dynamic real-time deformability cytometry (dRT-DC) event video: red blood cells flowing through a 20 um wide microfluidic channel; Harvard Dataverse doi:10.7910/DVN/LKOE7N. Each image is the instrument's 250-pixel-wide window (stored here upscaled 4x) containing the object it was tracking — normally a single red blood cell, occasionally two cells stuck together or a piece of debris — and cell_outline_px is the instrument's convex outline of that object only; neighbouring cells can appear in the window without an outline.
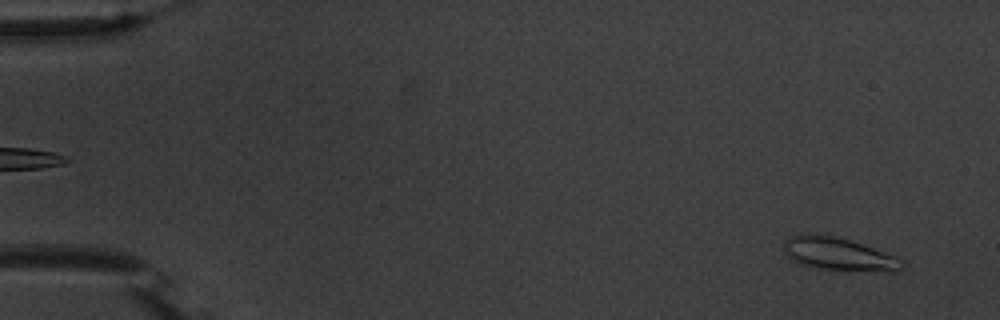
{"species": "common noctule bat (a hibernating species)", "species_latin": "Nyctalus noctula", "temperature_condition": "warm", "stored_images_in_passage": 54, "camera_frame_rate_fps": 3000, "um_per_image_px": 0.085, "animal": {"sex": "male", "body_mass_g": 20.1, "forearm_length_mm": 53.5}, "frame": {"image": 1, "passage_image": 3, "time_ms": 0.667, "image_size_px": [1000, 320], "cell_outline_px": [[904, 268], [896, 272], [888, 272], [816, 268], [800, 264], [792, 260], [784, 252], [784, 240], [788, 236], [808, 232], [832, 236], [848, 240], [896, 256], [904, 260]], "centroid_in_image_um": [71.27, 21.6], "position_along_channel_um": 13.7, "area_um2": 22.77}}
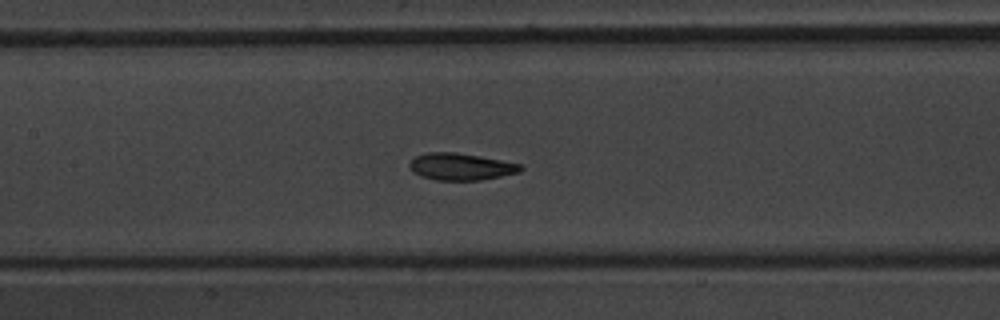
{"frame": {"image": 2, "passage_image": 26, "time_ms": 8.333, "image_size_px": [1000, 320], "cell_outline_px": [[524, 168], [520, 172], [480, 180], [436, 180], [420, 176], [412, 172], [408, 164], [416, 156], [428, 152], [456, 152], [480, 156], [520, 164]], "centroid_in_image_um": [39.15, 14.16], "position_along_channel_um": 168.3, "area_um2": 17.4}}
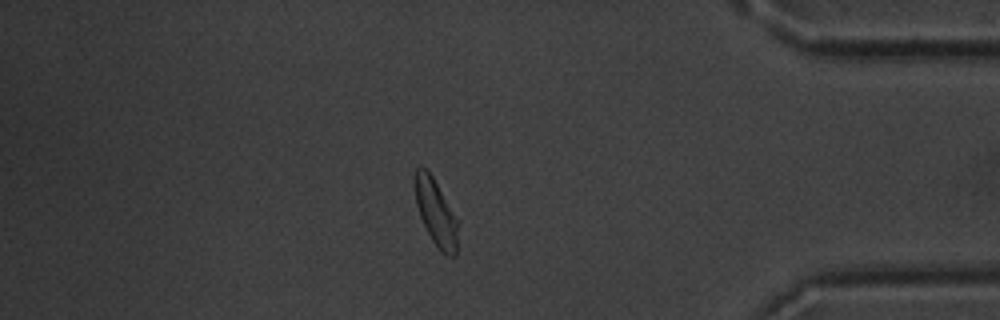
{"frame": {"image": 3, "passage_image": 47, "time_ms": 15.333, "image_size_px": [1000, 320], "cell_outline_px": [[456, 256], [448, 256], [440, 252], [432, 240], [420, 216], [416, 204], [412, 184], [412, 176], [416, 168], [420, 164], [432, 176], [456, 220]], "centroid_in_image_um": [36.95, 18.01], "position_along_channel_um": 398.2, "area_um2": 16.3}, "authors_computed_cell_mechanics": {"area_um2": 17.7735, "velocity_mm_per_s": 3.7132, "shape_relaxation_time_tau1_ms": 2.8049, "shape_relaxation_time_tau2_ms": 3.7737, "deformation_change_tau1": 0.1295, "deformation_change_tau2": 0.0945}}